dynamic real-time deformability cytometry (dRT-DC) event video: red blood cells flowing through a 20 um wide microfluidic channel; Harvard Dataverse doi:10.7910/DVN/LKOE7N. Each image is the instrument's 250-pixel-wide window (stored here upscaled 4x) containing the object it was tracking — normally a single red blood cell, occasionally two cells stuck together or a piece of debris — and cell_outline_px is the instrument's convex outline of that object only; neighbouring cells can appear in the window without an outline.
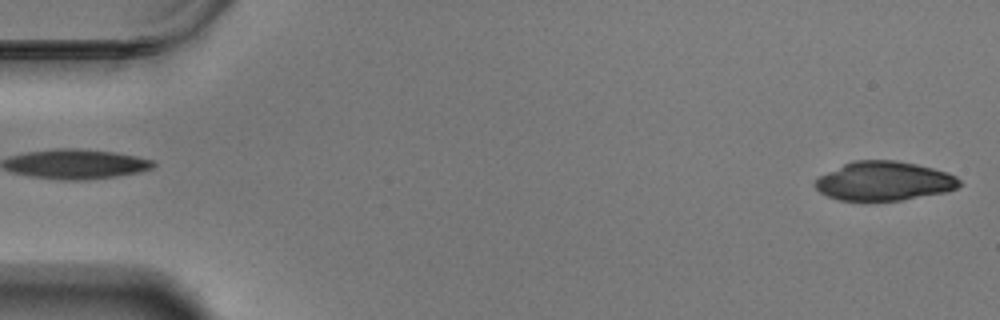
{"species": "Egyptian fruit bat (a non-hibernating species)", "species_latin": "Rousettus aegyptiacus", "temperature_condition": "warm", "stored_images_in_passage": 57, "camera_frame_rate_fps": 3000, "um_per_image_px": 0.085, "animal": {"sex": "male"}, "frame": {"image": 1, "passage_image": 1, "time_ms": 0.0, "image_size_px": [1000, 320], "cell_outline_px": [[960, 184], [956, 188], [948, 192], [900, 200], [840, 200], [828, 196], [820, 192], [812, 184], [820, 176], [852, 160], [896, 160], [916, 164], [948, 172], [956, 176], [960, 180]], "centroid_in_image_um": [75.17, 15.38], "position_along_channel_um": 9.8, "area_um2": 32.71}}